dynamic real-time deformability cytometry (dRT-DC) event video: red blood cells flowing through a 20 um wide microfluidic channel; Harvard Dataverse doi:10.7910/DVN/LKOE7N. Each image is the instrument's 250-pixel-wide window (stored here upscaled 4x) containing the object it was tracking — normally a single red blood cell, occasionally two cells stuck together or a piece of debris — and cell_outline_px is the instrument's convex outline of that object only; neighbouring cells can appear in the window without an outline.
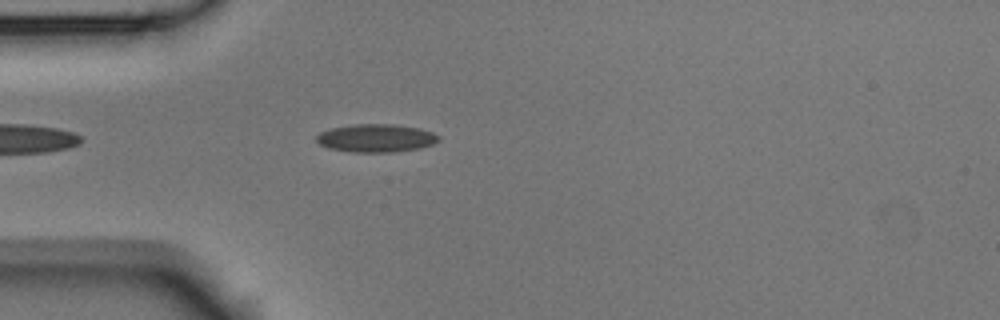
{"species": "Egyptian fruit bat (a non-hibernating species)", "species_latin": "Rousettus aegyptiacus", "temperature_condition": "room temperature", "stored_images_in_passage": 2, "camera_frame_rate_fps": 3000, "um_per_image_px": 0.085, "animal": {"sex": "male"}, "frame": {"image": 1, "passage_image": 2, "time_ms": 0.333, "image_size_px": [1000, 320], "cell_outline_px": [[440, 140], [432, 144], [420, 148], [396, 152], [352, 152], [328, 148], [320, 144], [316, 140], [316, 136], [320, 132], [332, 128], [352, 124], [392, 124], [420, 128], [432, 132], [440, 136]], "centroid_in_image_um": [31.98, 11.74], "position_along_channel_um": 53.0, "area_um2": 20.06}}